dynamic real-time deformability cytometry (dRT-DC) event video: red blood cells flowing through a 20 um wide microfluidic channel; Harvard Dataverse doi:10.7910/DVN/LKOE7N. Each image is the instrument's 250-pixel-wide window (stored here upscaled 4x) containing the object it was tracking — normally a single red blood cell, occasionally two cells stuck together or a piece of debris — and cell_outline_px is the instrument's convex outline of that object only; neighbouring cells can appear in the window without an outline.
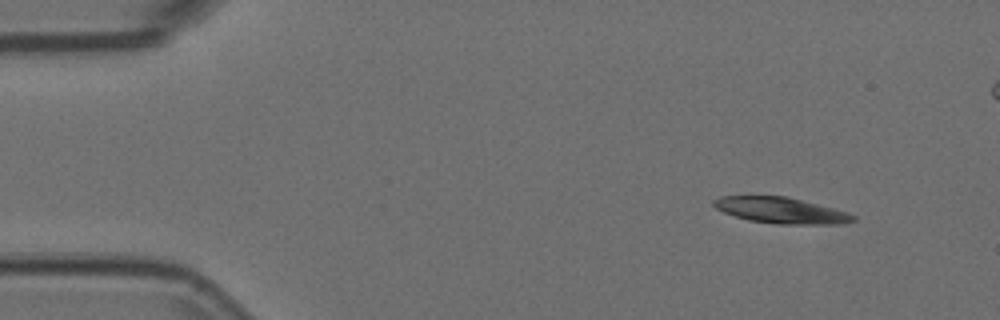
{"species": "Egyptian fruit bat (a non-hibernating species)", "species_latin": "Rousettus aegyptiacus", "temperature_condition": "room temperature", "stored_images_in_passage": 4, "camera_frame_rate_fps": 3000, "um_per_image_px": 0.085, "animal": {"sex": "female"}, "frame": {"image": 1, "passage_image": 1, "time_ms": 0.0, "image_size_px": [1000, 320], "cell_outline_px": [[856, 220], [840, 224], [776, 224], [748, 220], [724, 212], [716, 208], [712, 204], [712, 200], [720, 196], [788, 196], [848, 212], [856, 216]], "centroid_in_image_um": [66.39, 17.88], "position_along_channel_um": 18.6, "area_um2": 21.15}}